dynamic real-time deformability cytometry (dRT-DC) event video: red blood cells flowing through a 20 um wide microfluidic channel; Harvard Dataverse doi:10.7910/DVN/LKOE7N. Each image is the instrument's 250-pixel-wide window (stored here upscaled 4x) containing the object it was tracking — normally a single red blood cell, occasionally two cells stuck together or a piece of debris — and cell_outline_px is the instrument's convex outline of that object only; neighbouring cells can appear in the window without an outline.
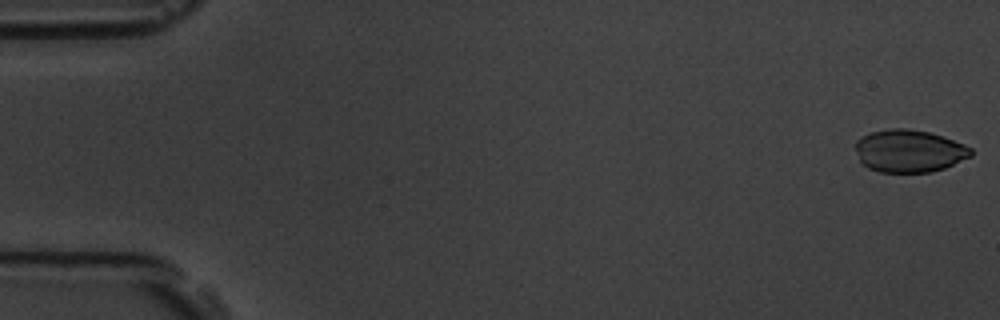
{"species": "common noctule bat (a hibernating species)", "species_latin": "Nyctalus noctula", "temperature_condition": "room temperature", "stored_images_in_passage": 8, "camera_frame_rate_fps": 3000, "um_per_image_px": 0.085, "animal": {"sex": "male", "body_mass_g": 19.5, "forearm_length_mm": 54.6}, "frame": {"image": 1, "passage_image": 1, "time_ms": 0.0, "image_size_px": [1000, 320], "cell_outline_px": [[972, 156], [944, 168], [932, 172], [880, 172], [868, 168], [860, 160], [856, 148], [856, 140], [872, 132], [888, 128], [904, 128], [928, 132], [964, 144], [972, 148]], "centroid_in_image_um": [77.29, 12.84], "position_along_channel_um": 7.7, "area_um2": 28.38}}
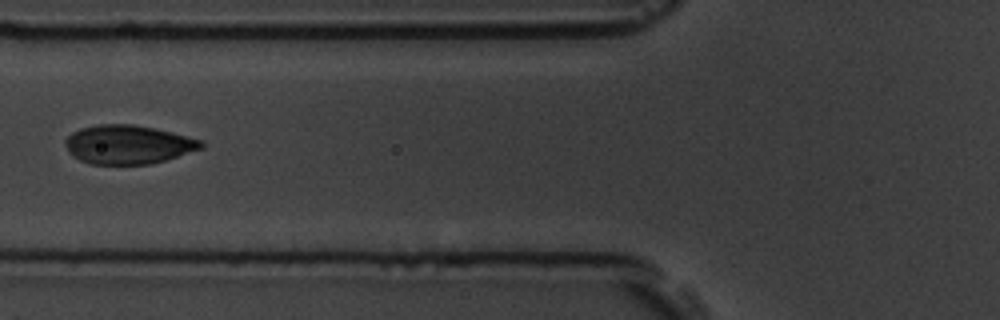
{"frame": {"image": 2, "passage_image": 7, "time_ms": 2.0, "image_size_px": [1000, 320], "cell_outline_px": [[204, 148], [152, 164], [92, 164], [80, 160], [72, 156], [68, 152], [64, 144], [64, 140], [72, 132], [80, 128], [100, 124], [132, 124], [172, 132], [204, 140]], "centroid_in_image_um": [10.89, 12.28], "position_along_channel_um": 114.9, "area_um2": 30.92}}
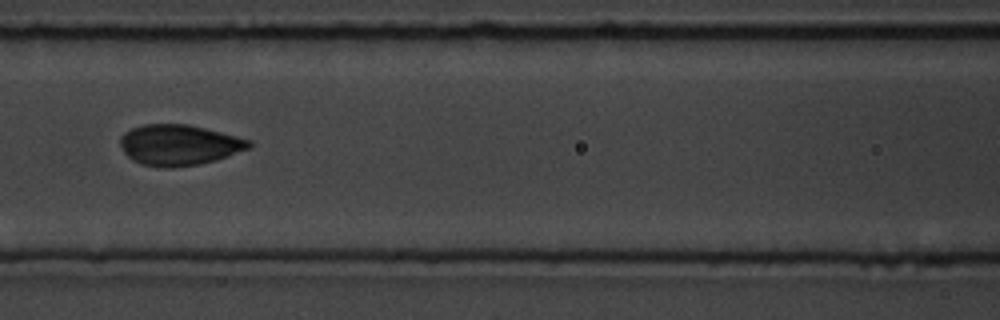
{"frame": {"image": 3, "passage_image": 8, "time_ms": 2.333, "image_size_px": [1000, 320], "cell_outline_px": [[252, 148], [216, 160], [200, 164], [172, 168], [164, 168], [140, 164], [132, 160], [124, 152], [120, 144], [120, 136], [124, 132], [132, 128], [144, 124], [188, 124], [252, 140]], "centroid_in_image_um": [15.23, 12.33], "position_along_channel_um": 151.4, "area_um2": 30.75}}